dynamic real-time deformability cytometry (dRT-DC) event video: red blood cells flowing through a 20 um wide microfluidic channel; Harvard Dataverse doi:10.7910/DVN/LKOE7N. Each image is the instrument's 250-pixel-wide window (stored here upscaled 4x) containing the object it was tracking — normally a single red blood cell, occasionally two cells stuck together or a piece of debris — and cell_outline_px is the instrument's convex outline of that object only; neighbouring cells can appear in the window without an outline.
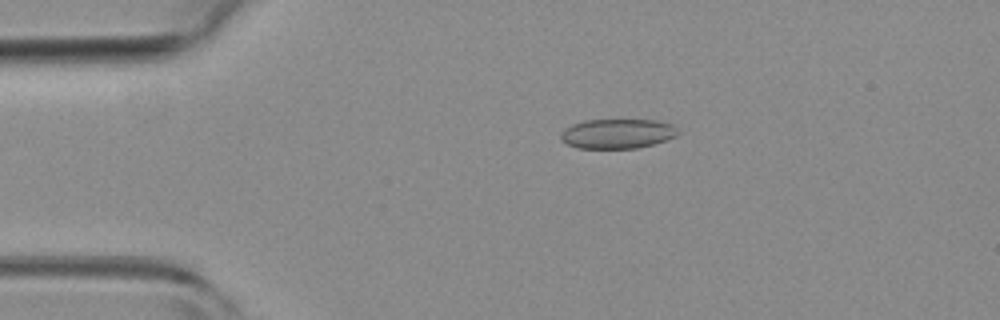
{"species": "common noctule bat (a hibernating species)", "species_latin": "Nyctalus noctula", "temperature_condition": "room temperature", "stored_images_in_passage": 51, "camera_frame_rate_fps": 3000, "um_per_image_px": 0.085, "animal": {"sex": "female", "body_mass_g": 19.3, "forearm_length_mm": 54.1}, "frame": {"image": 1, "passage_image": 10, "time_ms": 3.0, "image_size_px": [1000, 320], "cell_outline_px": [[676, 136], [652, 144], [636, 148], [576, 148], [560, 140], [560, 132], [564, 128], [572, 124], [584, 120], [656, 120], [672, 124], [676, 132]], "centroid_in_image_um": [52.39, 11.36], "position_along_channel_um": 32.6, "area_um2": 20.11}}
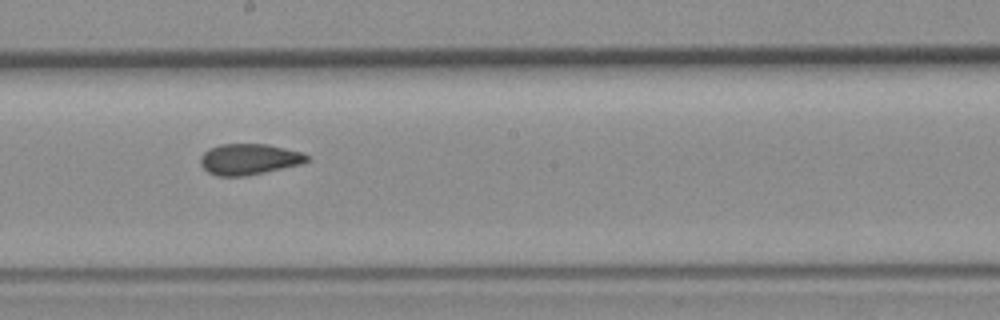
{"frame": {"image": 2, "passage_image": 28, "time_ms": 9.0, "image_size_px": [1000, 320], "cell_outline_px": [[308, 160], [300, 164], [264, 172], [244, 176], [216, 176], [208, 172], [200, 164], [200, 156], [208, 148], [220, 144], [268, 144], [300, 152], [308, 156]], "centroid_in_image_um": [21.11, 13.53], "position_along_channel_um": 227.1, "area_um2": 19.07}}
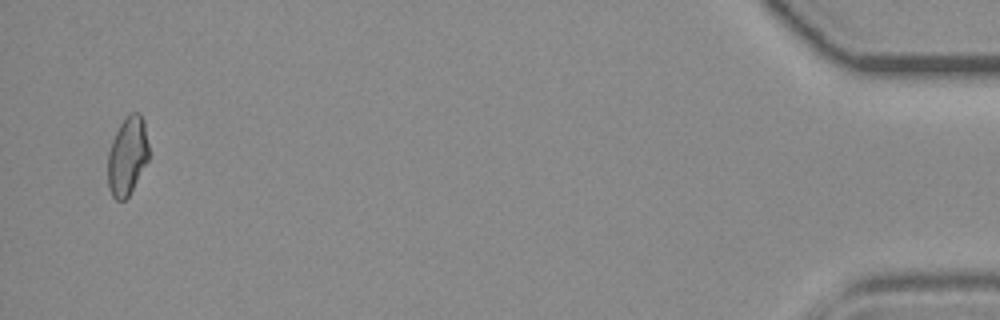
{"frame": {"image": 3, "passage_image": 50, "time_ms": 16.333, "image_size_px": [1000, 320], "cell_outline_px": [[148, 160], [128, 196], [124, 200], [116, 200], [112, 196], [108, 188], [108, 152], [112, 140], [124, 116], [128, 112], [140, 112], [144, 120], [148, 144]], "centroid_in_image_um": [10.82, 13.21], "position_along_channel_um": 424.4, "area_um2": 18.79}, "authors_computed_cell_mechanics": {"area_um2": 19.5364, "velocity_mm_per_s": 3.9497, "shape_relaxation_time_tau1_ms": null, "shape_relaxation_time_tau2_ms": 2.0352, "deformation_change_tau1": null, "deformation_change_tau2": 0.0712}}